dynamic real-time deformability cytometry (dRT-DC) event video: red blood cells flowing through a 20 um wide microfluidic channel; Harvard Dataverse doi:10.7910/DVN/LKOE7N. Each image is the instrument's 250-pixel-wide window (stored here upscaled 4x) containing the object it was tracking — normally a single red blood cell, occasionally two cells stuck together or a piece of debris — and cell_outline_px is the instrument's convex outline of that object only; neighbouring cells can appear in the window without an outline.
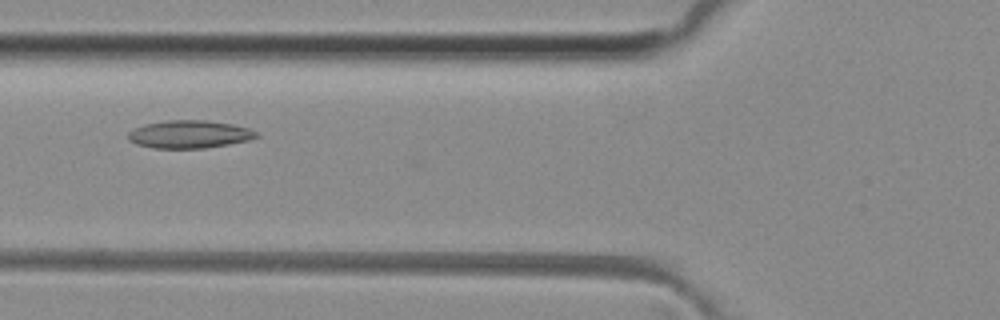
{"species": "common noctule bat (a hibernating species)", "species_latin": "Nyctalus noctula", "temperature_condition": "room temperature", "stored_images_in_passage": 29, "camera_frame_rate_fps": 3000, "um_per_image_px": 0.085, "animal": {"sex": "female", "body_mass_g": 29.2, "forearm_length_mm": 56.3}, "frame": {"image": 1, "passage_image": 10, "time_ms": 3.0, "image_size_px": [1000, 320], "cell_outline_px": [[260, 136], [248, 140], [228, 144], [204, 148], [152, 148], [136, 144], [128, 140], [128, 132], [144, 124], [168, 120], [208, 120], [232, 124], [248, 128], [256, 132]], "centroid_in_image_um": [16.08, 11.41], "position_along_channel_um": 109.7, "area_um2": 20.75}}
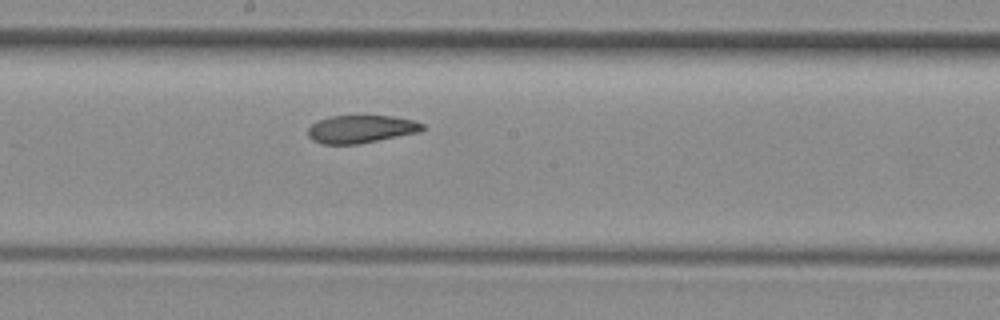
{"frame": {"image": 2, "passage_image": 18, "time_ms": 5.667, "image_size_px": [1000, 320], "cell_outline_px": [[424, 128], [420, 132], [356, 144], [324, 144], [312, 140], [308, 136], [308, 128], [312, 124], [320, 120], [332, 116], [392, 116], [416, 120], [424, 124]], "centroid_in_image_um": [30.71, 10.97], "position_along_channel_um": 217.5, "area_um2": 18.44}}
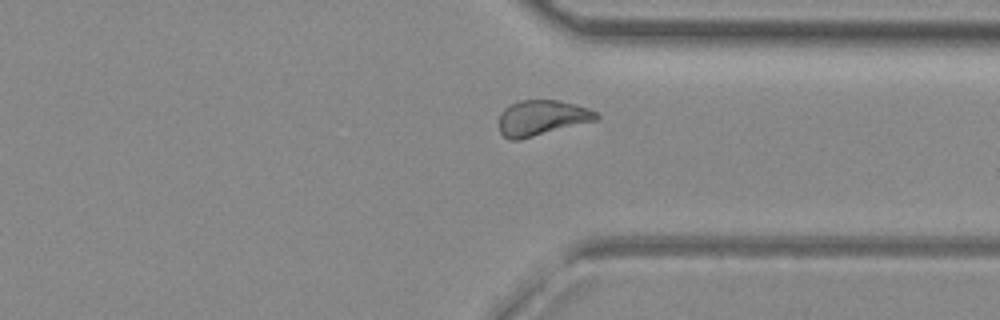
{"frame": {"image": 3, "passage_image": 29, "time_ms": 9.333, "image_size_px": [1000, 320], "cell_outline_px": [[600, 116], [596, 120], [520, 140], [508, 140], [500, 132], [500, 112], [508, 104], [520, 100], [560, 100], [576, 104], [588, 108], [596, 112]], "centroid_in_image_um": [46.03, 10.01], "position_along_channel_um": 365.4, "area_um2": 20.17}, "authors_computed_cell_mechanics": {"area_um2": 19.5364, "velocity_mm_per_s": 4.0426, "shape_relaxation_time_tau1_ms": 9.9062, "shape_relaxation_time_tau2_ms": 3.0901, "deformation_change_tau1": 0.2083, "deformation_change_tau2": 0.1006}}